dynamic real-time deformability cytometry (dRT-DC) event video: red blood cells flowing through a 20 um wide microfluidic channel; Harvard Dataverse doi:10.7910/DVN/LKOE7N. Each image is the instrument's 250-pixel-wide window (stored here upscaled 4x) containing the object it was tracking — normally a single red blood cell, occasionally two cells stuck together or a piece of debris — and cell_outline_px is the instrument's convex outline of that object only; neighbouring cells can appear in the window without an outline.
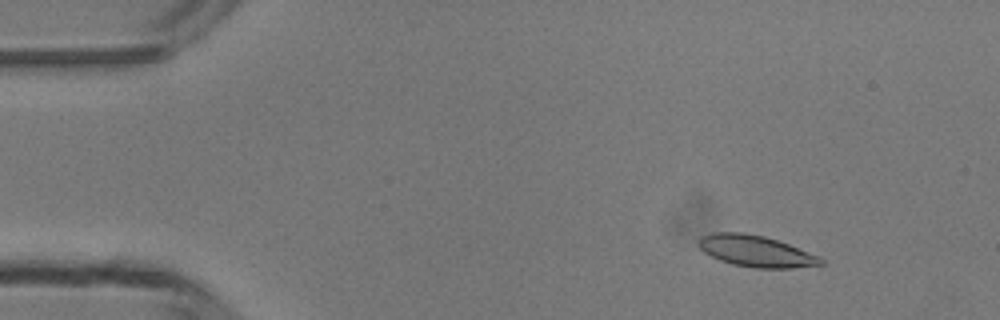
{"species": "common noctule bat (a hibernating species)", "species_latin": "Nyctalus noctula", "temperature_condition": "room temperature", "stored_images_in_passage": 49, "camera_frame_rate_fps": 3000, "um_per_image_px": 0.085, "animal": {"sex": "male", "body_mass_g": 13.3}, "frame": {"image": 1, "passage_image": 6, "time_ms": 1.667, "image_size_px": [1000, 320], "cell_outline_px": [[824, 264], [792, 268], [756, 268], [732, 264], [720, 260], [704, 252], [700, 248], [700, 240], [704, 236], [712, 232], [744, 232], [764, 236], [788, 244], [820, 256], [824, 260]], "centroid_in_image_um": [64.28, 21.35], "position_along_channel_um": 20.7, "area_um2": 22.14}}
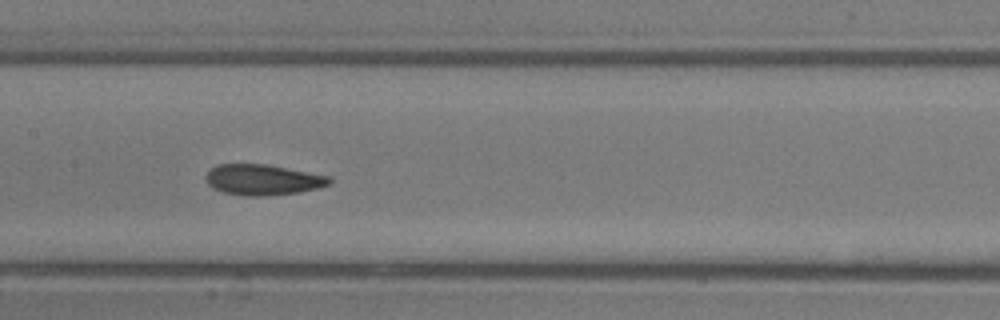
{"frame": {"image": 2, "passage_image": 24, "time_ms": 7.667, "image_size_px": [1000, 320], "cell_outline_px": [[332, 184], [320, 188], [300, 192], [264, 196], [244, 196], [224, 192], [212, 188], [208, 184], [204, 176], [216, 164], [264, 164], [332, 176]], "centroid_in_image_um": [22.37, 15.28], "position_along_channel_um": 185.0, "area_um2": 22.31}}
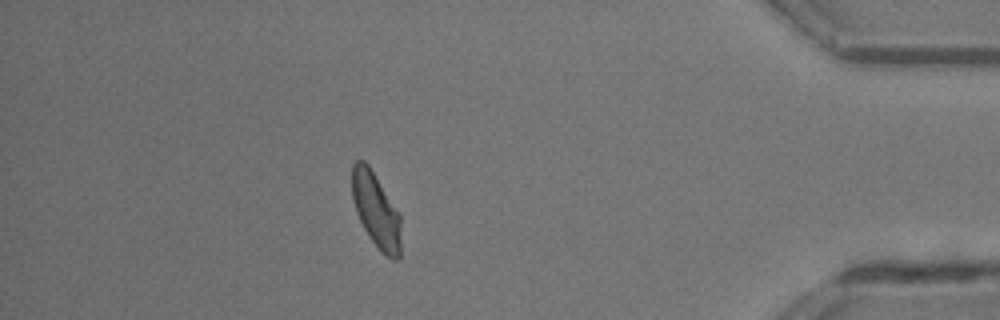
{"frame": {"image": 3, "passage_image": 43, "time_ms": 14.0, "image_size_px": [1000, 320], "cell_outline_px": [[400, 260], [392, 260], [384, 256], [380, 252], [368, 236], [356, 212], [352, 196], [352, 164], [356, 160], [364, 160], [368, 164], [400, 212]], "centroid_in_image_um": [31.98, 17.9], "position_along_channel_um": 403.2, "area_um2": 21.68}, "authors_computed_cell_mechanics": {"area_um2": 22.0796, "velocity_mm_per_s": 4.1971, "shape_relaxation_time_tau1_ms": 5.4042, "shape_relaxation_time_tau2_ms": 1.5102, "deformation_change_tau1": 0.1427, "deformation_change_tau2": 0.0636}}